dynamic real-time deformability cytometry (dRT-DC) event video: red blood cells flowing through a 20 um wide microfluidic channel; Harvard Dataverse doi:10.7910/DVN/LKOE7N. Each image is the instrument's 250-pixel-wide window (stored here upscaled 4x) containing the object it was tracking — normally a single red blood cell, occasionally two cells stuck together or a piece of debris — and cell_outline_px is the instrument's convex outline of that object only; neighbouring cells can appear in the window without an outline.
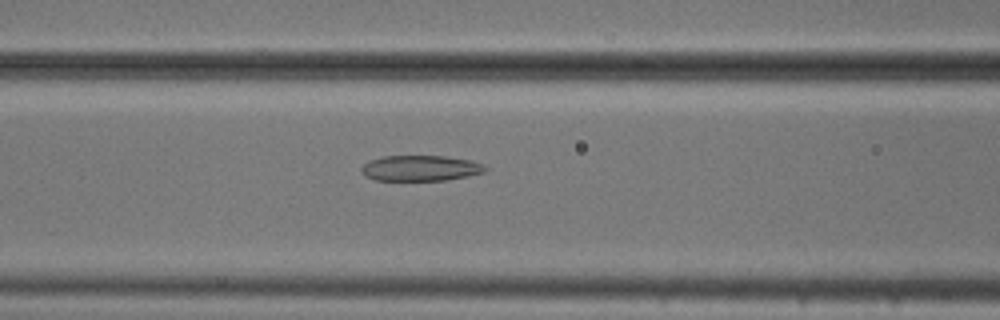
{"species": "common noctule bat (a hibernating species)", "species_latin": "Nyctalus noctula", "temperature_condition": "cold", "stored_images_in_passage": 28, "camera_frame_rate_fps": 3000, "um_per_image_px": 0.085, "animal": {"sex": "male", "body_mass_g": 20.5, "forearm_length_mm": 52.5}, "frame": {"image": 1, "passage_image": 11, "time_ms": 3.333, "image_size_px": [1000, 320], "cell_outline_px": [[488, 168], [484, 172], [468, 176], [448, 180], [376, 180], [368, 176], [360, 168], [368, 160], [384, 156], [444, 156], [468, 160], [484, 164]], "centroid_in_image_um": [35.77, 14.29], "position_along_channel_um": 130.8, "area_um2": 18.32}}
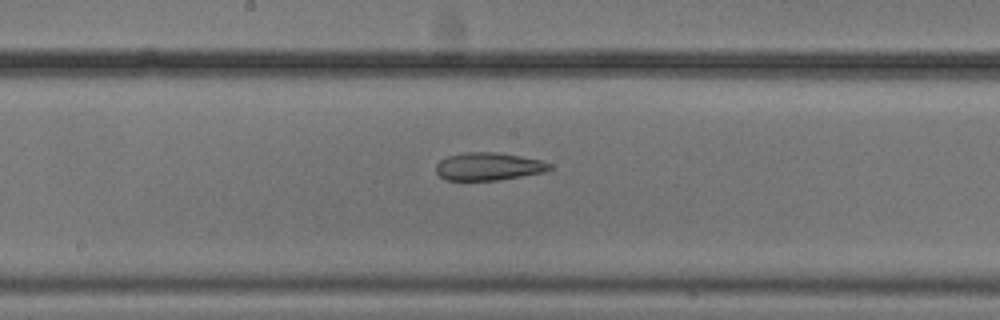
{"frame": {"image": 2, "passage_image": 17, "time_ms": 5.333, "image_size_px": [1000, 320], "cell_outline_px": [[552, 168], [544, 172], [496, 180], [444, 180], [436, 172], [436, 164], [440, 160], [448, 156], [464, 152], [496, 152], [520, 156], [540, 160], [552, 164]], "centroid_in_image_um": [41.5, 14.14], "position_along_channel_um": 206.7, "area_um2": 18.32}}
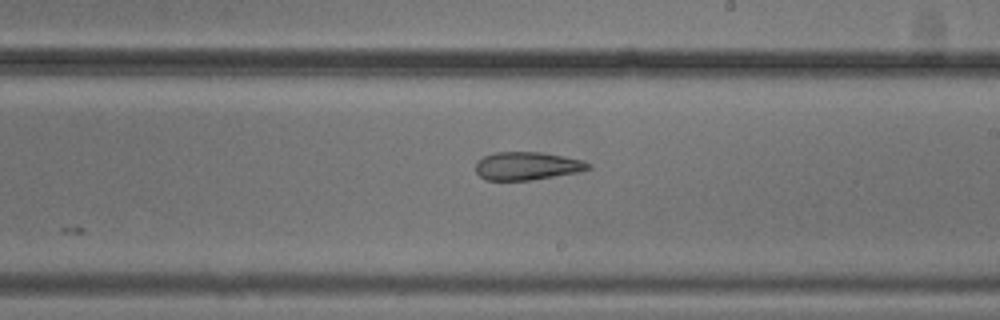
{"frame": {"image": 3, "passage_image": 20, "time_ms": 6.333, "image_size_px": [1000, 320], "cell_outline_px": [[592, 168], [580, 172], [528, 180], [488, 180], [480, 176], [476, 172], [476, 160], [492, 152], [540, 152], [580, 160], [592, 164]], "centroid_in_image_um": [44.78, 14.1], "position_along_channel_um": 244.2, "area_um2": 18.32}}